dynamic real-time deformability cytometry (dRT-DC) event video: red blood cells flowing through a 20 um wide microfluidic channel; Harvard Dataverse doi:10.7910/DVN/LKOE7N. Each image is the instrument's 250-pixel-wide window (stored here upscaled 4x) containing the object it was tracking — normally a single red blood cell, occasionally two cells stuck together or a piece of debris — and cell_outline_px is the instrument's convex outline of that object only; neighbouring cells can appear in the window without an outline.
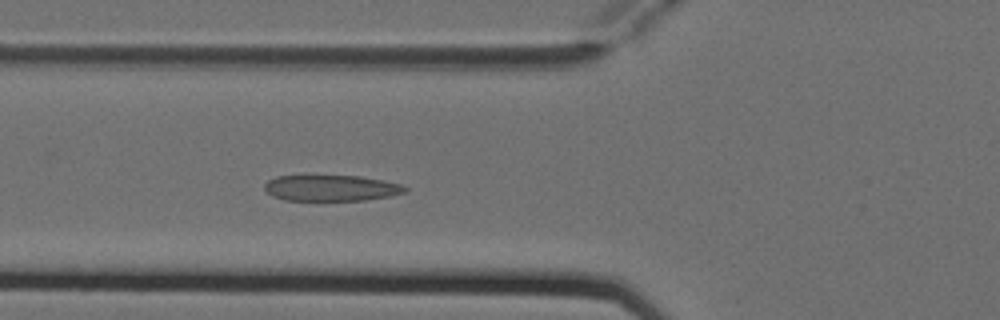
{"species": "Egyptian fruit bat (a non-hibernating species)", "species_latin": "Rousettus aegyptiacus", "temperature_condition": "cold", "stored_images_in_passage": 4, "camera_frame_rate_fps": 3000, "um_per_image_px": 0.085, "animal": {"sex": "female"}, "frame": {"image": 1, "passage_image": 4, "time_ms": 1.0, "image_size_px": [1000, 320], "cell_outline_px": [[408, 188], [404, 192], [388, 196], [364, 200], [284, 200], [272, 196], [264, 188], [264, 184], [268, 180], [276, 176], [360, 176], [384, 180], [400, 184]], "centroid_in_image_um": [28.12, 15.98], "position_along_channel_um": 97.7, "area_um2": 21.1}}